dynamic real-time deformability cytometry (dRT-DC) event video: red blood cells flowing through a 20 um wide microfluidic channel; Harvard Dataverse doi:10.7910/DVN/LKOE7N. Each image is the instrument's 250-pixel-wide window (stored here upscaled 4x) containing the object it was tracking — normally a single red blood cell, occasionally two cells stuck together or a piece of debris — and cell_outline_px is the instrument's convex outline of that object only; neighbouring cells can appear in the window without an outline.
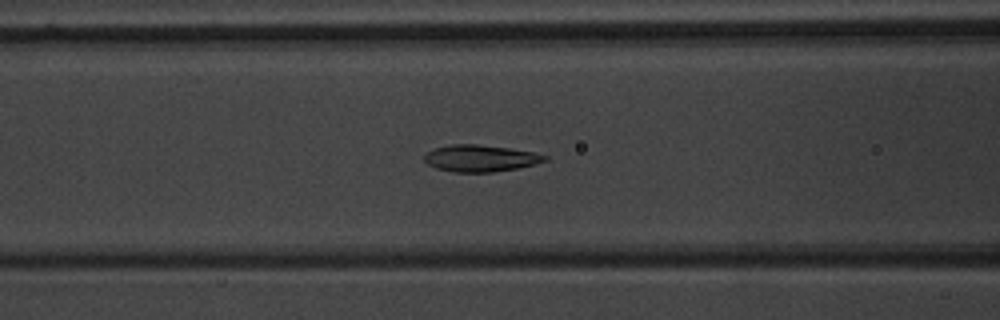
{"species": "common noctule bat (a hibernating species)", "species_latin": "Nyctalus noctula", "temperature_condition": "warm", "stored_images_in_passage": 55, "camera_frame_rate_fps": 3000, "um_per_image_px": 0.085, "animal": {"sex": "male", "body_mass_g": 20.1, "forearm_length_mm": 53.5}, "frame": {"image": 1, "passage_image": 23, "time_ms": 7.333, "image_size_px": [1000, 320], "cell_outline_px": [[548, 160], [516, 168], [492, 172], [452, 172], [436, 168], [428, 164], [424, 160], [424, 156], [428, 152], [436, 148], [452, 144], [476, 144], [508, 148], [532, 152], [548, 156]], "centroid_in_image_um": [40.81, 13.45], "position_along_channel_um": 125.8, "area_um2": 18.5}}
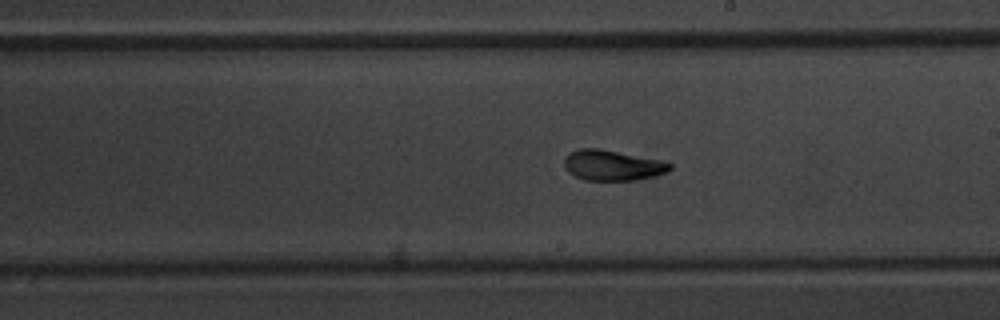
{"frame": {"image": 2, "passage_image": 32, "time_ms": 10.333, "image_size_px": [1000, 320], "cell_outline_px": [[672, 168], [668, 172], [656, 176], [636, 180], [584, 180], [568, 172], [564, 168], [564, 160], [568, 152], [580, 148], [600, 148], [656, 160], [672, 164]], "centroid_in_image_um": [52.01, 14.06], "position_along_channel_um": 237.0, "area_um2": 18.67}}
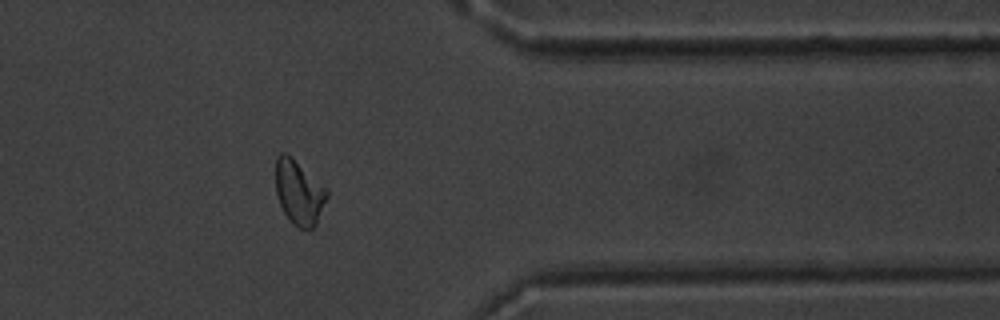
{"frame": {"image": 3, "passage_image": 45, "time_ms": 14.667, "image_size_px": [1000, 320], "cell_outline_px": [[328, 196], [316, 224], [312, 228], [296, 228], [288, 220], [280, 204], [276, 192], [276, 156], [280, 152], [288, 152], [328, 192]], "centroid_in_image_um": [25.38, 16.35], "position_along_channel_um": 386.0, "area_um2": 19.07}, "authors_computed_cell_mechanics": {"area_um2": 19.0162, "velocity_mm_per_s": 3.7071, "shape_relaxation_time_tau1_ms": 4.1963, "shape_relaxation_time_tau2_ms": 1.8578, "deformation_change_tau1": 0.1612, "deformation_change_tau2": 0.0905}}